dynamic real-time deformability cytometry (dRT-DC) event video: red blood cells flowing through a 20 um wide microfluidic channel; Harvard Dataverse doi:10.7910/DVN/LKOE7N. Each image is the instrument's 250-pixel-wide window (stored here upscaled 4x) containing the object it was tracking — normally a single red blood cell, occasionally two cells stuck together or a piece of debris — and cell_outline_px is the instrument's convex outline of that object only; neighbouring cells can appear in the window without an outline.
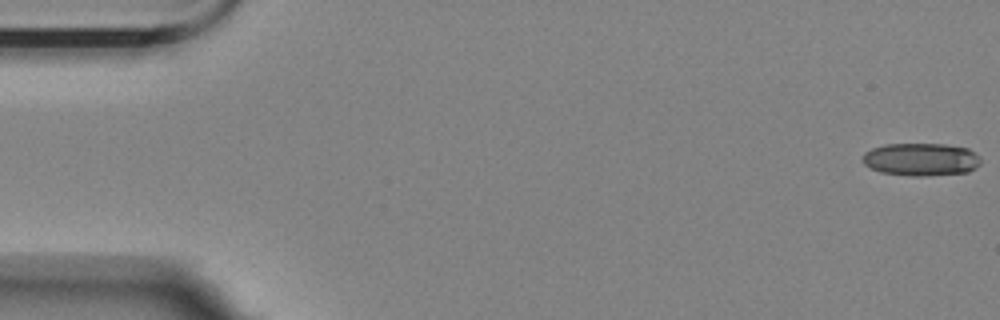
{"species": "Egyptian fruit bat (a non-hibernating species)", "species_latin": "Rousettus aegyptiacus", "temperature_condition": "room temperature", "stored_images_in_passage": 58, "camera_frame_rate_fps": 3000, "um_per_image_px": 0.085, "animal": {"sex": "female"}, "frame": {"image": 1, "passage_image": 1, "time_ms": 0.0, "image_size_px": [1000, 320], "cell_outline_px": [[980, 164], [976, 168], [968, 172], [920, 176], [916, 176], [880, 172], [864, 164], [860, 160], [864, 152], [872, 148], [884, 144], [944, 144], [968, 148], [980, 156]], "centroid_in_image_um": [78.28, 13.54], "position_along_channel_um": 6.7, "area_um2": 22.66}}
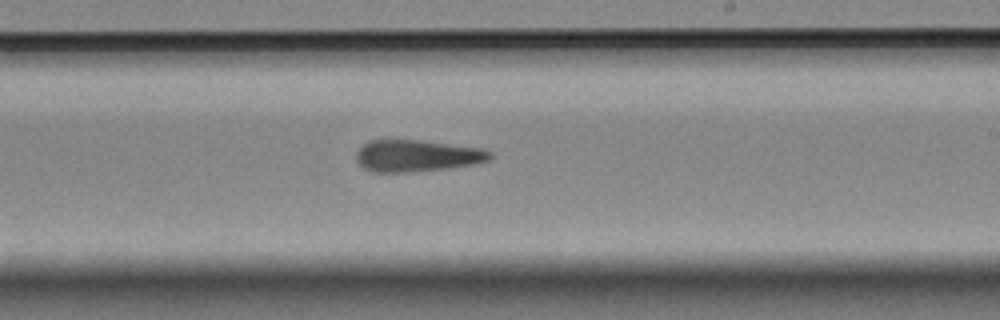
{"frame": {"image": 2, "passage_image": 34, "time_ms": 11.0, "image_size_px": [1000, 320], "cell_outline_px": [[492, 156], [488, 160], [472, 164], [448, 168], [408, 172], [372, 172], [364, 168], [356, 160], [356, 152], [368, 140], [420, 140], [480, 148], [492, 152]], "centroid_in_image_um": [35.4, 13.24], "position_along_channel_um": 253.6, "area_um2": 24.57}}
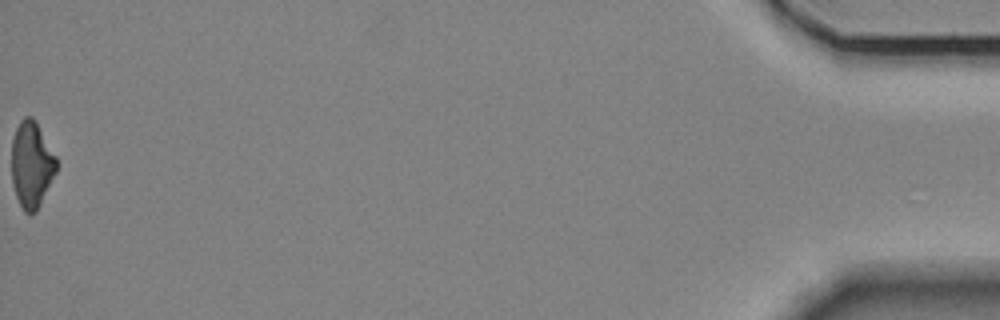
{"frame": {"image": 3, "passage_image": 58, "time_ms": 19.0, "image_size_px": [1000, 320], "cell_outline_px": [[56, 172], [36, 212], [24, 212], [16, 196], [12, 184], [12, 140], [16, 128], [20, 120], [24, 116], [32, 116], [36, 120], [56, 156]], "centroid_in_image_um": [2.68, 13.95], "position_along_channel_um": 432.5, "area_um2": 22.48}, "authors_computed_cell_mechanics": {"area_um2": 24.4783, "velocity_mm_per_s": 3.4796, "shape_relaxation_time_tau1_ms": null, "shape_relaxation_time_tau2_ms": 2.8361, "deformation_change_tau1": null, "deformation_change_tau2": 0.1257}}